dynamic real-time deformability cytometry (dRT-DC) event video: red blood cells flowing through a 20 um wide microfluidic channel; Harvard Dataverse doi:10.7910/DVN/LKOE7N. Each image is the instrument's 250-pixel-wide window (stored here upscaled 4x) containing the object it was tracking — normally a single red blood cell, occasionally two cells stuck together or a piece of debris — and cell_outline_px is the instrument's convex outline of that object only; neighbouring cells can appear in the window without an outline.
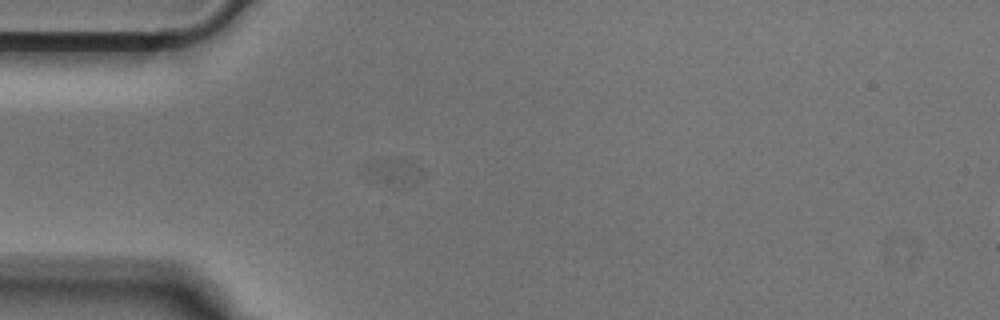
{"species": "Egyptian fruit bat (a non-hibernating species)", "species_latin": "Rousettus aegyptiacus", "temperature_condition": "cold", "stored_images_in_passage": 5, "camera_frame_rate_fps": 3000, "um_per_image_px": 0.085, "animal": {"sex": "male"}, "frame": {"image": 1, "passage_image": 1, "time_ms": 0.0, "image_size_px": [1000, 320], "cell_outline_px": [[424, 176], [416, 184], [408, 188], [380, 188], [368, 180], [360, 164], [372, 160], [404, 160], [420, 168], [424, 172]], "centroid_in_image_um": [33.35, 14.75], "position_along_channel_um": 51.7, "area_um2": 10.17}}